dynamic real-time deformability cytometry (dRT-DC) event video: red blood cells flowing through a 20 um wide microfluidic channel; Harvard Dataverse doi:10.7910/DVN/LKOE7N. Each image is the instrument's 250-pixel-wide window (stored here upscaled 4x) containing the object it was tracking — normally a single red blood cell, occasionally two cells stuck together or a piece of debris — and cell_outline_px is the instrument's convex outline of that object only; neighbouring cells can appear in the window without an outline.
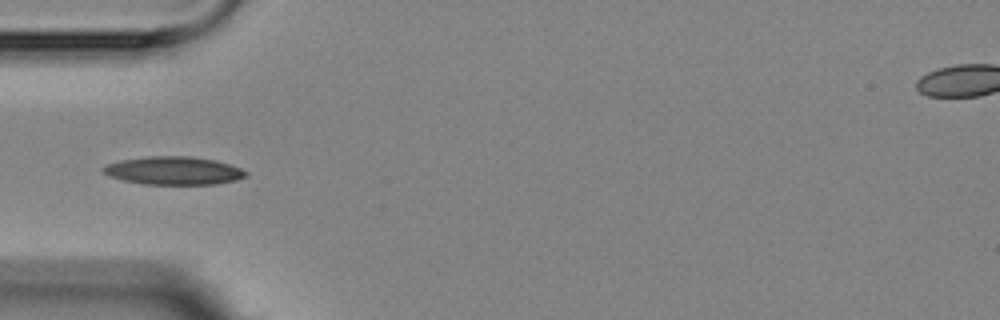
{"species": "Egyptian fruit bat (a non-hibernating species)", "species_latin": "Rousettus aegyptiacus", "temperature_condition": "room temperature", "stored_images_in_passage": 1, "camera_frame_rate_fps": 3000, "um_per_image_px": 0.085, "animal": {"sex": "female"}, "frame": {"image": 1, "passage_image": 1, "time_ms": 0.0, "image_size_px": [1000, 320], "cell_outline_px": [[248, 176], [236, 180], [216, 184], [144, 184], [124, 180], [108, 176], [100, 168], [108, 164], [120, 160], [148, 156], [192, 156], [216, 160], [240, 168], [248, 172]], "centroid_in_image_um": [14.77, 14.5], "position_along_channel_um": 70.2, "area_um2": 23.41}}